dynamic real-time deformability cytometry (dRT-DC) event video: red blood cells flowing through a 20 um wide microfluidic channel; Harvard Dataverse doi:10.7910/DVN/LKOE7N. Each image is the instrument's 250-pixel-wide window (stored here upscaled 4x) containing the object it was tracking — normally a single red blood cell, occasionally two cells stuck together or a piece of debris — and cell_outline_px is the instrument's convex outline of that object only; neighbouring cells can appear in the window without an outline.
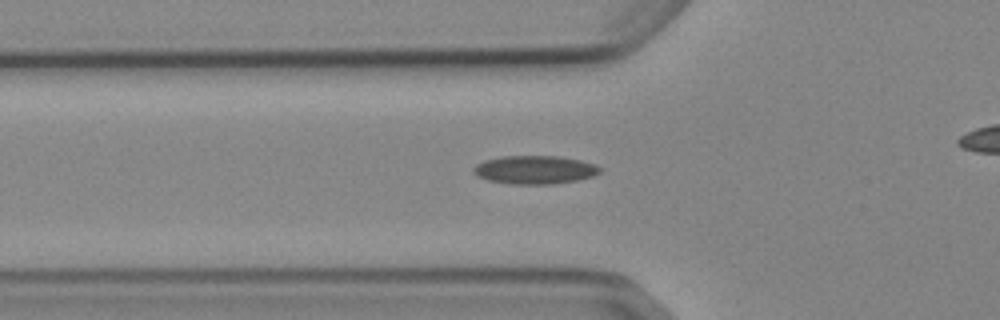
{"species": "Egyptian fruit bat (a non-hibernating species)", "species_latin": "Rousettus aegyptiacus", "temperature_condition": "cold", "stored_images_in_passage": 38, "camera_frame_rate_fps": 3000, "um_per_image_px": 0.085, "animal": {"sex": "female"}, "frame": {"image": 1, "passage_image": 11, "time_ms": 3.333, "image_size_px": [1000, 320], "cell_outline_px": [[600, 172], [592, 176], [576, 180], [552, 184], [508, 184], [488, 180], [476, 176], [472, 172], [472, 168], [476, 164], [484, 160], [504, 156], [556, 156], [580, 160], [592, 164], [600, 168]], "centroid_in_image_um": [45.38, 14.43], "position_along_channel_um": 80.4, "area_um2": 20.81}}
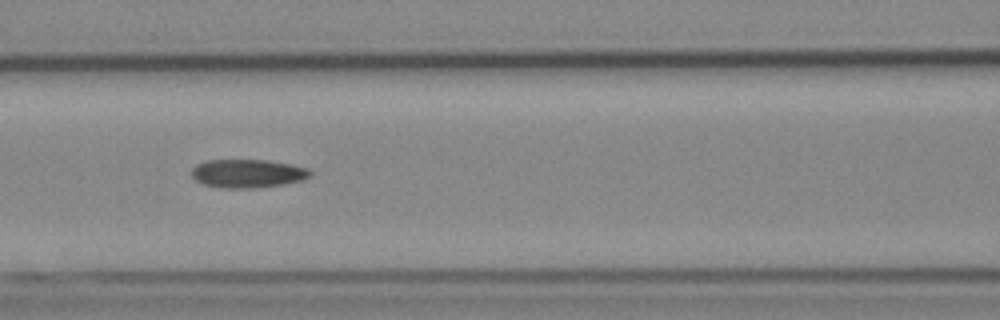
{"frame": {"image": 2, "passage_image": 16, "time_ms": 5.0, "image_size_px": [1000, 320], "cell_outline_px": [[312, 176], [300, 180], [284, 184], [252, 188], [220, 188], [204, 184], [196, 180], [192, 176], [192, 168], [196, 164], [208, 160], [268, 160], [292, 164], [308, 168], [312, 172]], "centroid_in_image_um": [21.06, 14.74], "position_along_channel_um": 145.5, "area_um2": 19.71}}
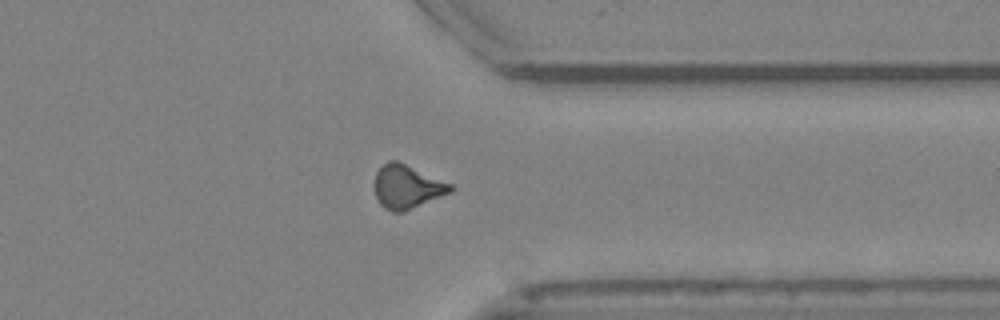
{"frame": {"image": 3, "passage_image": 34, "time_ms": 11.0, "image_size_px": [1000, 320], "cell_outline_px": [[456, 188], [452, 192], [404, 212], [392, 212], [384, 208], [380, 204], [376, 196], [372, 184], [376, 172], [388, 160], [396, 160], [452, 184]], "centroid_in_image_um": [34.58, 15.89], "position_along_channel_um": 376.8, "area_um2": 19.54}, "authors_computed_cell_mechanics": {"area_um2": 19.5653, "velocity_mm_per_s": 3.8924, "shape_relaxation_time_tau1_ms": null, "shape_relaxation_time_tau2_ms": 8.7921, "deformation_change_tau1": null, "deformation_change_tau2": 0.1842}}